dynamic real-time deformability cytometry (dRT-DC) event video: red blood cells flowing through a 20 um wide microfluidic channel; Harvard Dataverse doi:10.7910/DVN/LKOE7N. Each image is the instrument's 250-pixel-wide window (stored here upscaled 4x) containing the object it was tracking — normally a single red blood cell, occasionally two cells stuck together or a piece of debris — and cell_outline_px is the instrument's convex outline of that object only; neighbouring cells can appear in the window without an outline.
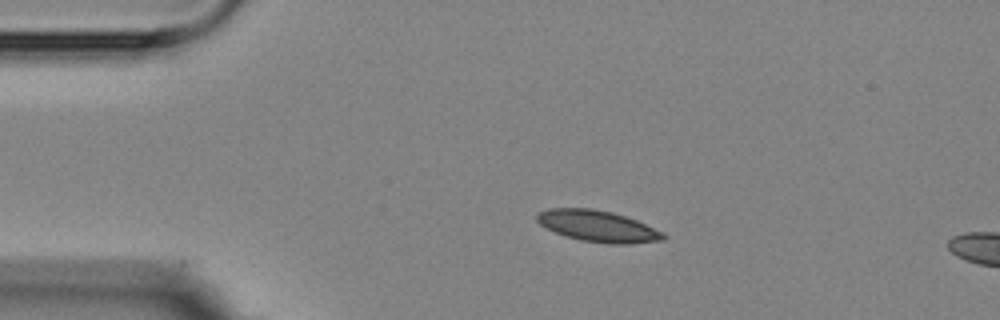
{"species": "Egyptian fruit bat (a non-hibernating species)", "species_latin": "Rousettus aegyptiacus", "temperature_condition": "room temperature", "stored_images_in_passage": 2, "camera_frame_rate_fps": 3000, "um_per_image_px": 0.085, "animal": {"sex": "female"}, "frame": {"image": 1, "passage_image": 1, "time_ms": 0.0, "image_size_px": [1000, 320], "cell_outline_px": [[668, 236], [664, 240], [632, 244], [608, 244], [580, 240], [556, 232], [540, 224], [536, 220], [536, 212], [548, 208], [592, 208], [612, 212], [636, 220], [664, 232]], "centroid_in_image_um": [50.84, 19.22], "position_along_channel_um": 34.2, "area_um2": 23.18}}